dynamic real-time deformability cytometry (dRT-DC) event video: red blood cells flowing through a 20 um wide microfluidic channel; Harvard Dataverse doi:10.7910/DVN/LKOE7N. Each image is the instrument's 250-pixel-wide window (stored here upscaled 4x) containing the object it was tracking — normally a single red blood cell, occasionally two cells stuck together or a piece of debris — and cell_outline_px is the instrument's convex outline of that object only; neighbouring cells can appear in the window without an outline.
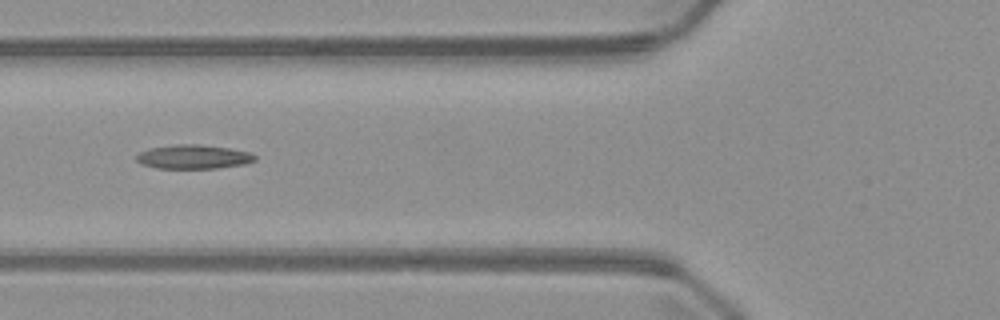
{"species": "common noctule bat (a hibernating species)", "species_latin": "Nyctalus noctula", "temperature_condition": "warm", "stored_images_in_passage": 6, "camera_frame_rate_fps": 3000, "um_per_image_px": 0.085, "animal": {"sex": "male", "body_mass_g": 23.1, "forearm_length_mm": 52.7}, "frame": {"image": 1, "passage_image": 6, "time_ms": 6.0, "image_size_px": [1000, 320], "cell_outline_px": [[256, 160], [244, 164], [220, 168], [156, 168], [140, 164], [136, 160], [136, 156], [140, 152], [148, 148], [176, 144], [200, 144], [228, 148], [248, 152], [256, 156]], "centroid_in_image_um": [16.41, 13.33], "position_along_channel_um": 109.4, "area_um2": 16.65}}